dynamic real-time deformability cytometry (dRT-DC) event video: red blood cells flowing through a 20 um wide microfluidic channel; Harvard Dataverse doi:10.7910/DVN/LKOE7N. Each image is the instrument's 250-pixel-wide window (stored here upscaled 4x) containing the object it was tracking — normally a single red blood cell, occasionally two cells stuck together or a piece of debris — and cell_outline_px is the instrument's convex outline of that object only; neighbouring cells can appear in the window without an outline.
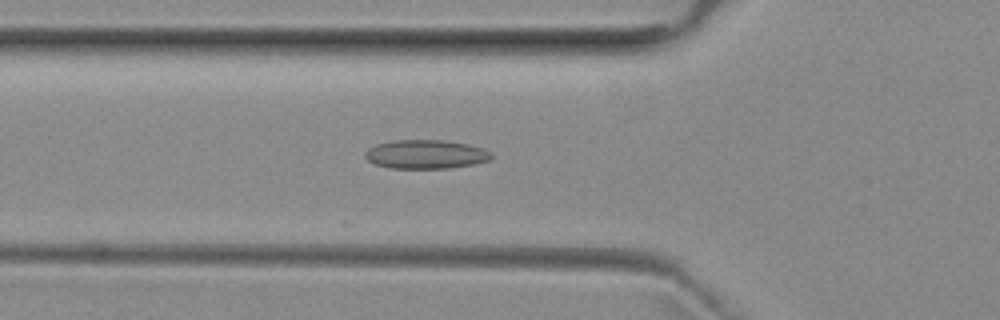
{"species": "common noctule bat (a hibernating species)", "species_latin": "Nyctalus noctula", "temperature_condition": "room temperature", "stored_images_in_passage": 14, "camera_frame_rate_fps": 3000, "um_per_image_px": 0.085, "animal": {"sex": "female", "body_mass_g": 29.2, "forearm_length_mm": 56.3}, "frame": {"image": 1, "passage_image": 4, "time_ms": 1.0, "image_size_px": [1000, 320], "cell_outline_px": [[492, 160], [472, 164], [448, 168], [392, 168], [376, 164], [368, 160], [364, 156], [364, 152], [368, 148], [376, 144], [392, 140], [444, 140], [468, 144], [484, 148], [492, 152]], "centroid_in_image_um": [36.21, 13.1], "position_along_channel_um": 89.6, "area_um2": 21.33}}
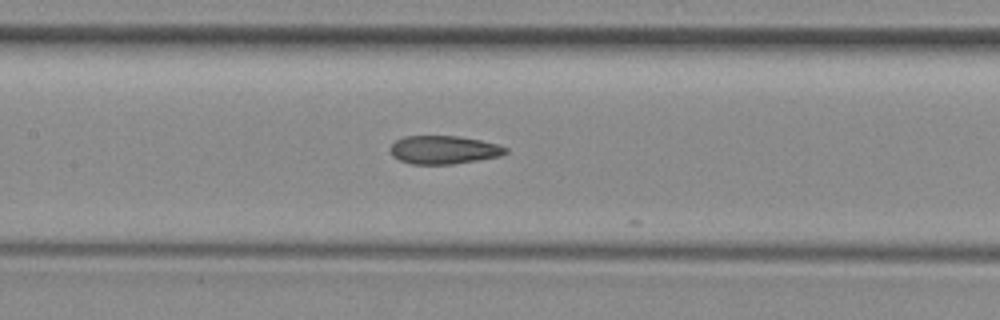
{"frame": {"image": 2, "passage_image": 10, "time_ms": 3.0, "image_size_px": [1000, 320], "cell_outline_px": [[508, 152], [500, 156], [452, 164], [412, 164], [400, 160], [392, 156], [392, 144], [396, 140], [404, 136], [460, 136], [480, 140], [496, 144], [508, 148]], "centroid_in_image_um": [37.73, 12.73], "position_along_channel_um": 169.7, "area_um2": 18.84}}
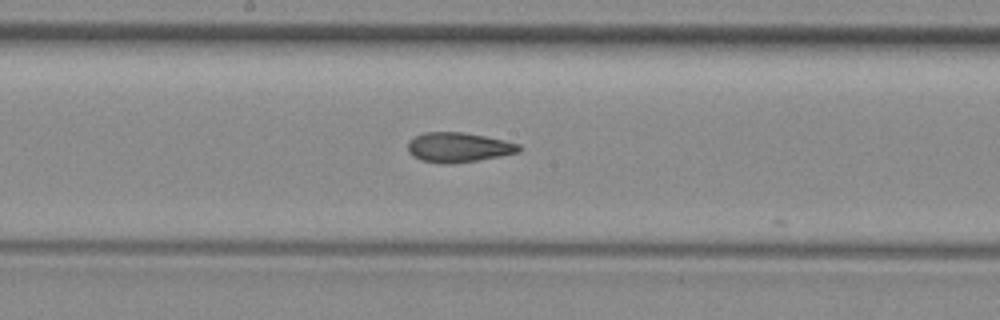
{"frame": {"image": 3, "passage_image": 13, "time_ms": 4.0, "image_size_px": [1000, 320], "cell_outline_px": [[524, 148], [520, 152], [500, 156], [452, 164], [440, 164], [420, 160], [412, 156], [408, 152], [408, 140], [424, 132], [464, 132], [504, 140], [520, 144]], "centroid_in_image_um": [38.97, 12.53], "position_along_channel_um": 209.2, "area_um2": 19.48}}